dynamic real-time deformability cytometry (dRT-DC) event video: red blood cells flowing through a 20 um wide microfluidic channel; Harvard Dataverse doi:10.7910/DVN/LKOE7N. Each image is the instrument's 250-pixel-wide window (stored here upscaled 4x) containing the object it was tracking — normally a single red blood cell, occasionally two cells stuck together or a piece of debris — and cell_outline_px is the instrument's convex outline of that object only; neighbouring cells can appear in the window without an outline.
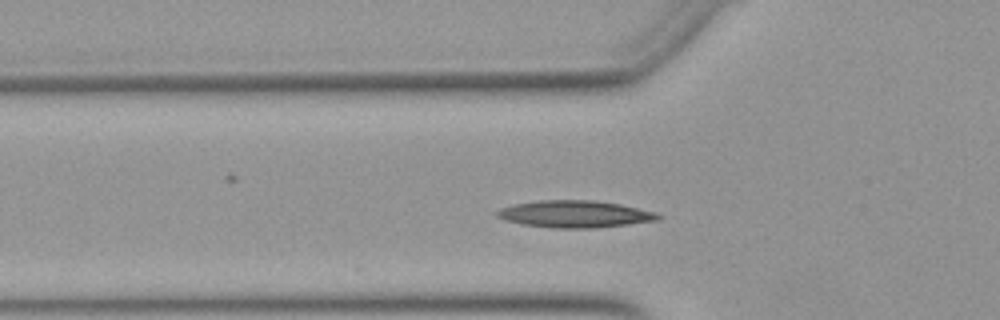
{"species": "Egyptian fruit bat (a non-hibernating species)", "species_latin": "Rousettus aegyptiacus", "temperature_condition": "warm", "stored_images_in_passage": 21, "camera_frame_rate_fps": 3000, "um_per_image_px": 0.085, "animal": {"sex": "female"}, "frame": {"image": 1, "passage_image": 10, "time_ms": 3.0, "image_size_px": [1000, 320], "cell_outline_px": [[660, 220], [596, 228], [552, 228], [524, 224], [504, 220], [496, 216], [496, 212], [500, 208], [516, 204], [536, 200], [592, 200], [620, 204], [656, 212], [660, 216]], "centroid_in_image_um": [48.86, 18.19], "position_along_channel_um": 76.9, "area_um2": 25.32}}
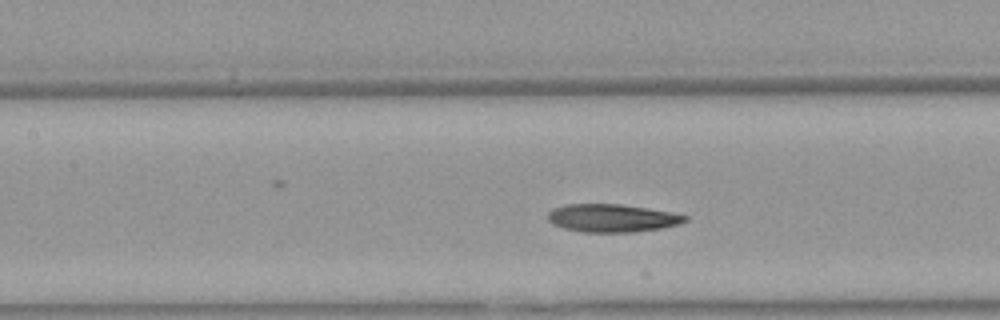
{"frame": {"image": 2, "passage_image": 16, "time_ms": 5.0, "image_size_px": [1000, 320], "cell_outline_px": [[688, 220], [676, 224], [660, 228], [636, 232], [580, 232], [564, 228], [552, 224], [548, 220], [548, 212], [552, 208], [564, 204], [620, 204], [648, 208], [688, 216]], "centroid_in_image_um": [51.96, 18.53], "position_along_channel_um": 155.4, "area_um2": 22.31}}
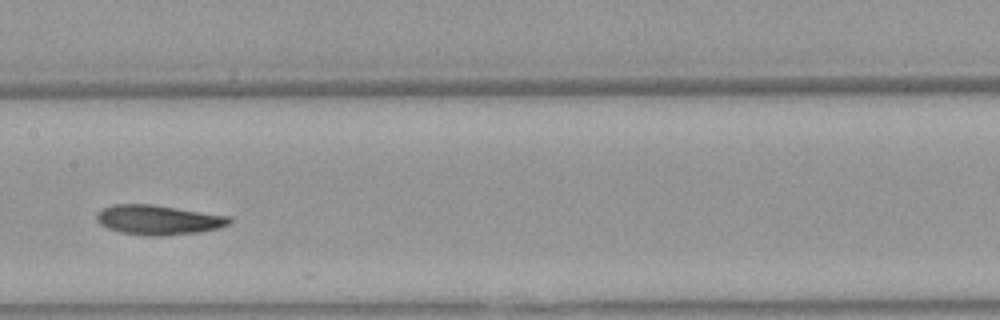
{"frame": {"image": 3, "passage_image": 19, "time_ms": 6.0, "image_size_px": [1000, 320], "cell_outline_px": [[232, 220], [228, 224], [220, 228], [200, 232], [160, 236], [144, 236], [120, 232], [108, 228], [100, 224], [96, 220], [96, 216], [100, 208], [112, 204], [152, 204], [228, 216]], "centroid_in_image_um": [13.41, 18.69], "position_along_channel_um": 194.0, "area_um2": 23.06}}